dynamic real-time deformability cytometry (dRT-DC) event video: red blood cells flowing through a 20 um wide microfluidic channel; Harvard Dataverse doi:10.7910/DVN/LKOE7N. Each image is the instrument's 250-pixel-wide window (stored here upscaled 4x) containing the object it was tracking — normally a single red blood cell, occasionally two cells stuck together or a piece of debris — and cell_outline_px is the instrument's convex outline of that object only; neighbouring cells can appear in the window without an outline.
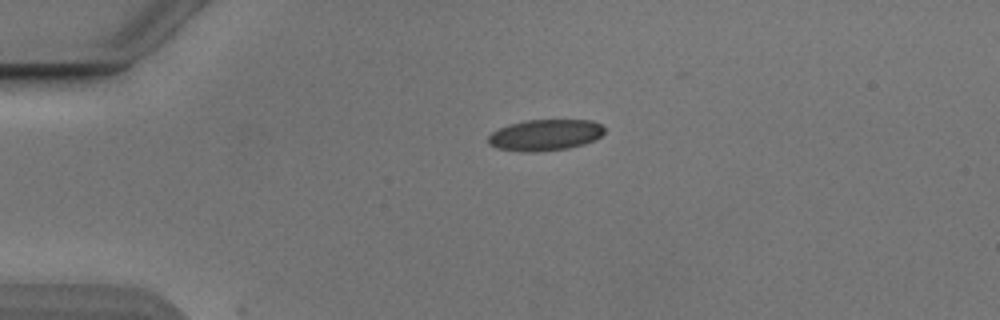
{"species": "Egyptian fruit bat (a non-hibernating species)", "species_latin": "Rousettus aegyptiacus", "temperature_condition": "cold", "stored_images_in_passage": 3, "camera_frame_rate_fps": 3000, "um_per_image_px": 0.085, "animal": {"sex": "male"}, "frame": {"image": 1, "passage_image": 1, "time_ms": 0.0, "image_size_px": [1000, 320], "cell_outline_px": [[604, 132], [600, 136], [584, 144], [568, 148], [532, 152], [528, 152], [496, 148], [488, 144], [488, 136], [492, 132], [508, 124], [524, 120], [592, 120], [600, 124], [604, 128]], "centroid_in_image_um": [46.31, 11.47], "position_along_channel_um": 38.7, "area_um2": 21.04}}